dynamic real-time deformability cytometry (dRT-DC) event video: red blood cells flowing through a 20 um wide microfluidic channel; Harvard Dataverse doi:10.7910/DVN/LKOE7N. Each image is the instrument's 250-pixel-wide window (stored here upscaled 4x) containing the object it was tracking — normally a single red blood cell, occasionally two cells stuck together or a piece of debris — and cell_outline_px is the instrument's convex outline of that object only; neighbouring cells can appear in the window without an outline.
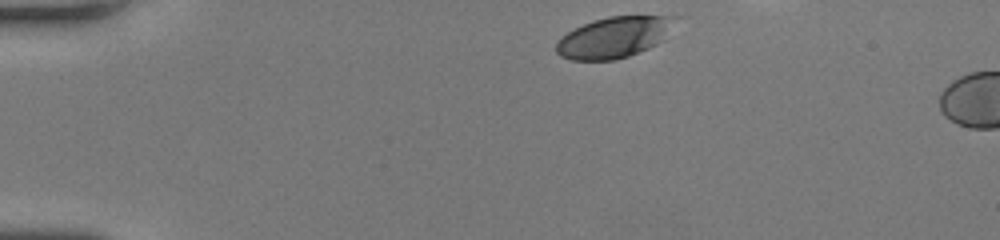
{"species": "human", "species_latin": "Homo sapiens", "temperature_condition": "room temperature", "stored_images_in_passage": 5, "camera_frame_rate_fps": 3000, "um_per_image_px": 0.085, "donor": {"sex": "female"}, "frame": {"image": 1, "passage_image": 1, "time_ms": 0.0, "image_size_px": [1000, 240], "cell_outline_px": [[680, 16], [664, 40], [648, 48], [628, 56], [616, 60], [572, 60], [560, 56], [556, 52], [556, 44], [568, 32], [592, 20], [608, 16]], "centroid_in_image_um": [52.23, 3.16], "position_along_channel_um": 32.8, "area_um2": 28.32}}